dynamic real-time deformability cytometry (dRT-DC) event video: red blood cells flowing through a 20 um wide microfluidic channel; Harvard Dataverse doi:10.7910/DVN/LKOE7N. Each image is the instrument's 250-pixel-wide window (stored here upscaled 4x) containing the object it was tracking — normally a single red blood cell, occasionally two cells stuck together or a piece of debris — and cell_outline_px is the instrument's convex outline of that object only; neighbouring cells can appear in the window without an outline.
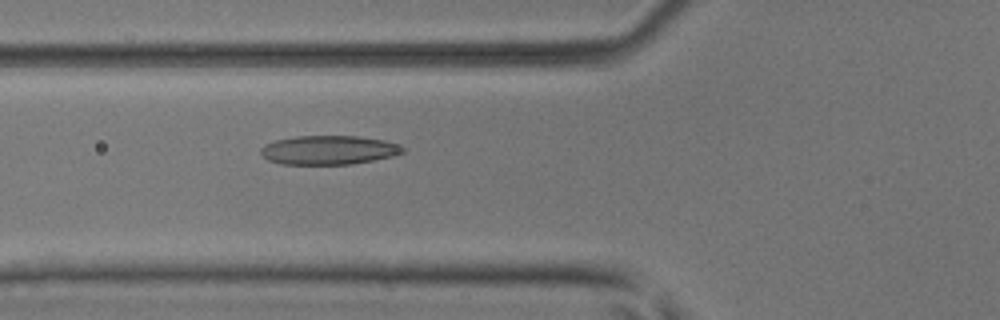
{"species": "common noctule bat (a hibernating species)", "species_latin": "Nyctalus noctula", "temperature_condition": "room temperature", "stored_images_in_passage": 3, "camera_frame_rate_fps": 3000, "um_per_image_px": 0.085, "animal": {"sex": "male", "body_mass_g": 17.9, "forearm_length_mm": 54.2}, "frame": {"image": 1, "passage_image": 3, "time_ms": 0.667, "image_size_px": [1000, 320], "cell_outline_px": [[404, 152], [392, 156], [352, 164], [280, 164], [268, 160], [260, 152], [260, 148], [264, 144], [276, 140], [296, 136], [360, 136], [384, 140], [396, 144], [404, 148]], "centroid_in_image_um": [27.91, 12.75], "position_along_channel_um": 97.9, "area_um2": 23.93}}